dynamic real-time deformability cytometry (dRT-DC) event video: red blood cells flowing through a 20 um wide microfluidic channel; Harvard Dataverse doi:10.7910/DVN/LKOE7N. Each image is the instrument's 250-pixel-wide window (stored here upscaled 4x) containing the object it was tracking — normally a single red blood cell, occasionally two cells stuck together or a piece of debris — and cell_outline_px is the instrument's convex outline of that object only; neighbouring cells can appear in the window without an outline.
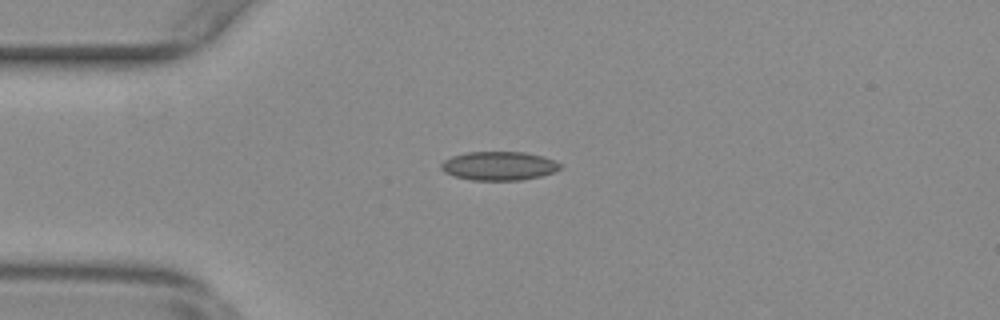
{"species": "common noctule bat (a hibernating species)", "species_latin": "Nyctalus noctula", "temperature_condition": "warm", "stored_images_in_passage": 36, "camera_frame_rate_fps": 3000, "um_per_image_px": 0.085, "animal": {"sex": "female", "body_mass_g": 29.2, "forearm_length_mm": 56.3}, "frame": {"image": 1, "passage_image": 8, "time_ms": 2.333, "image_size_px": [1000, 320], "cell_outline_px": [[560, 168], [552, 172], [540, 176], [520, 180], [472, 180], [452, 176], [444, 172], [440, 168], [440, 164], [444, 160], [452, 156], [468, 152], [524, 152], [544, 156], [560, 164]], "centroid_in_image_um": [42.35, 14.1], "position_along_channel_um": 42.6, "area_um2": 19.88}}
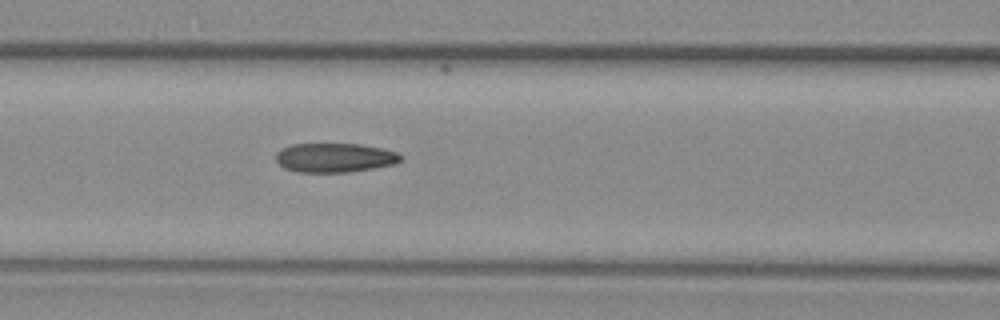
{"frame": {"image": 2, "passage_image": 18, "time_ms": 5.667, "image_size_px": [1000, 320], "cell_outline_px": [[400, 160], [392, 164], [372, 168], [348, 172], [296, 172], [284, 168], [276, 160], [276, 152], [280, 148], [292, 144], [360, 144], [380, 148], [396, 152], [400, 156]], "centroid_in_image_um": [28.37, 13.4], "position_along_channel_um": 138.2, "area_um2": 21.04}}
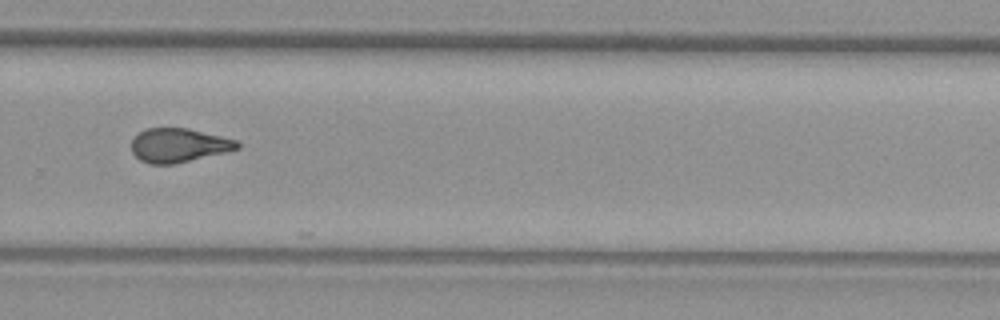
{"frame": {"image": 3, "passage_image": 32, "time_ms": 10.333, "image_size_px": [1000, 320], "cell_outline_px": [[240, 148], [228, 152], [176, 164], [148, 164], [140, 160], [132, 152], [132, 140], [144, 128], [188, 128], [236, 140], [240, 144]], "centroid_in_image_um": [15.2, 12.36], "position_along_channel_um": 314.6, "area_um2": 21.04}}